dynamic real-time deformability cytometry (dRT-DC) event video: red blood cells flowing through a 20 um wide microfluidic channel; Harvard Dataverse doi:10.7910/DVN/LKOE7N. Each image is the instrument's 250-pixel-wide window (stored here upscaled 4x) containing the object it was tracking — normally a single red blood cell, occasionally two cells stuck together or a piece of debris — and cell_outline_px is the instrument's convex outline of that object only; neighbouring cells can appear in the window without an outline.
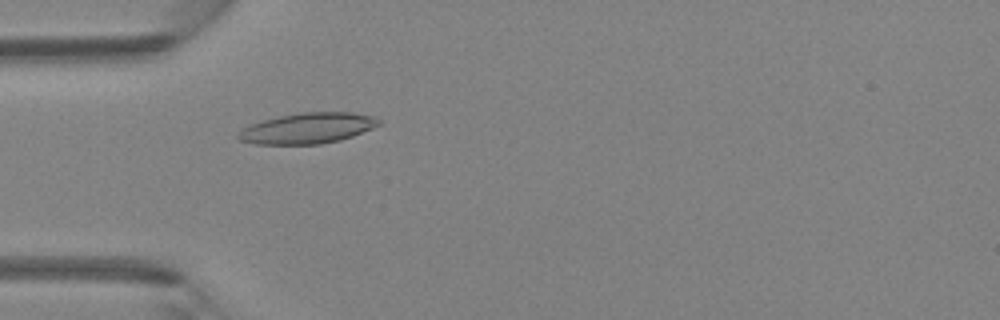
{"species": "Egyptian fruit bat (a non-hibernating species)", "species_latin": "Rousettus aegyptiacus", "temperature_condition": "room temperature", "stored_images_in_passage": 47, "camera_frame_rate_fps": 3000, "um_per_image_px": 0.085, "animal": {"sex": "female"}, "frame": {"image": 1, "passage_image": 15, "time_ms": 4.667, "image_size_px": [1000, 320], "cell_outline_px": [[380, 124], [372, 128], [352, 136], [340, 140], [320, 144], [256, 144], [240, 140], [236, 136], [244, 128], [252, 124], [264, 120], [280, 116], [300, 112], [352, 112], [376, 116], [380, 120]], "centroid_in_image_um": [26.19, 10.89], "position_along_channel_um": 58.8, "area_um2": 24.97}}
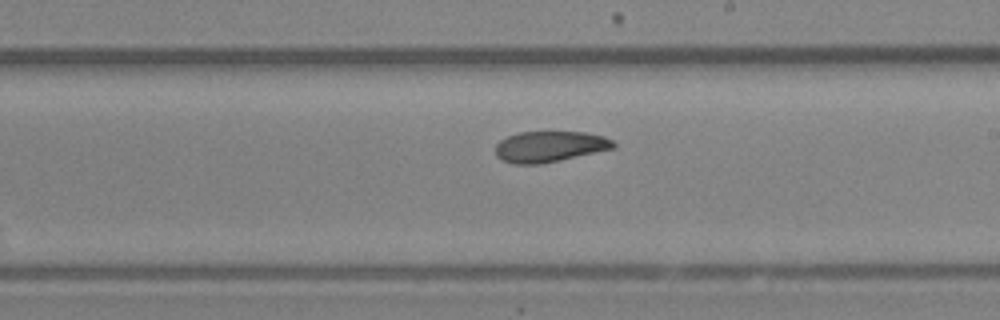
{"frame": {"image": 2, "passage_image": 28, "time_ms": 9.0, "image_size_px": [1000, 320], "cell_outline_px": [[616, 148], [560, 160], [540, 164], [512, 164], [500, 160], [496, 156], [496, 144], [500, 140], [508, 136], [520, 132], [588, 132], [604, 136], [612, 140], [616, 144]], "centroid_in_image_um": [46.73, 12.46], "position_along_channel_um": 242.3, "area_um2": 21.39}}
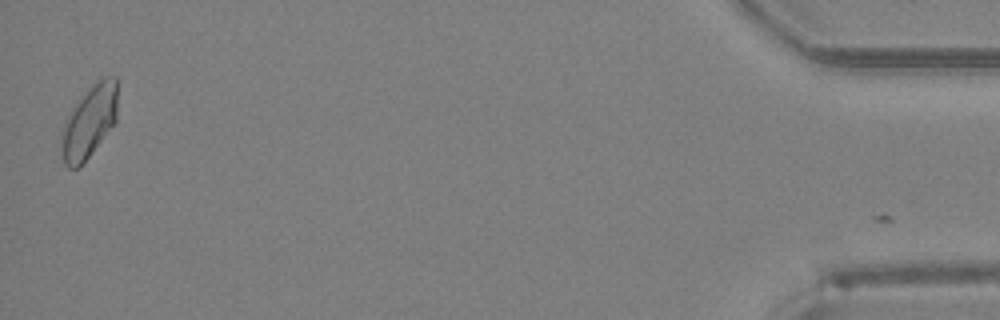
{"frame": {"image": 3, "passage_image": 47, "time_ms": 15.333, "image_size_px": [1000, 320], "cell_outline_px": [[116, 124], [80, 168], [68, 168], [64, 164], [60, 148], [60, 136], [64, 120], [68, 112], [88, 88], [100, 76], [116, 76]], "centroid_in_image_um": [7.56, 10.37], "position_along_channel_um": 427.6, "area_um2": 24.45}, "authors_computed_cell_mechanics": {"area_um2": 22.5998, "velocity_mm_per_s": 4.3335, "shape_relaxation_time_tau1_ms": null, "shape_relaxation_time_tau2_ms": 3.8106, "deformation_change_tau1": null, "deformation_change_tau2": 0.0917}}